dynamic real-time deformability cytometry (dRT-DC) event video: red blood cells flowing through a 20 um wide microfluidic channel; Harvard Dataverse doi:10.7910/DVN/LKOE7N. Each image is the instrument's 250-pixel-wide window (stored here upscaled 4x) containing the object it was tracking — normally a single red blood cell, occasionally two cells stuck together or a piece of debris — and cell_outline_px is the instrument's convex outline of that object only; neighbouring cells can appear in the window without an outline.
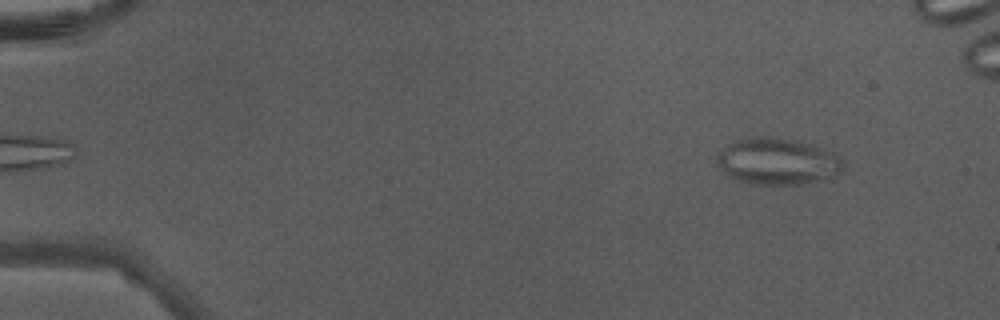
{"species": "Egyptian fruit bat (a non-hibernating species)", "species_latin": "Rousettus aegyptiacus", "temperature_condition": "warm", "stored_images_in_passage": 16, "camera_frame_rate_fps": 3000, "um_per_image_px": 0.085, "animal": {"sex": "male"}, "frame": {"image": 1, "passage_image": 5, "time_ms": 1.333, "image_size_px": [1000, 320], "cell_outline_px": [[844, 160], [840, 172], [836, 176], [800, 184], [756, 184], [740, 180], [728, 176], [724, 172], [716, 160], [720, 148], [732, 140], [756, 136], [772, 136], [812, 144], [832, 152], [840, 156]], "centroid_in_image_um": [66.07, 13.69], "position_along_channel_um": 18.9, "area_um2": 34.33}}